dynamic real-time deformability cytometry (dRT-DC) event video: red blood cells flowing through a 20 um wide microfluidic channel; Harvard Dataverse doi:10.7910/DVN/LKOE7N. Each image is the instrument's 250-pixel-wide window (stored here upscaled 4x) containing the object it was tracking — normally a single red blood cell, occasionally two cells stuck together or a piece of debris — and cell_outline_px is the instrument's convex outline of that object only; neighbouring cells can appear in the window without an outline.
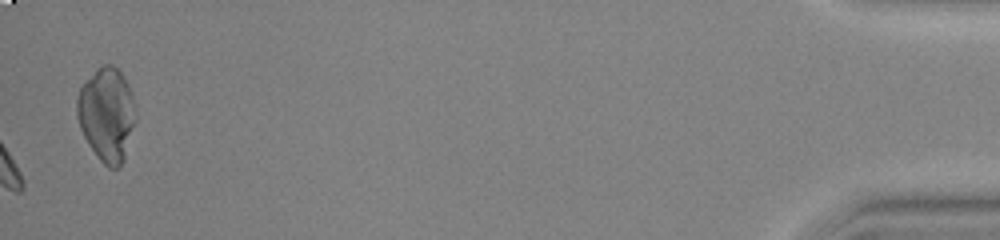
{"species": "common noctule bat (a hibernating species)", "species_latin": "Nyctalus noctula", "temperature_condition": "warm", "stored_images_in_passage": 54, "segment_of_instrument_passage": [2, 2], "camera_frame_rate_fps": 3000, "um_per_image_px": 0.085, "animal": {"sex": "female", "body_mass_g": 23.0, "forearm_length_mm": 53.4}, "frame": {"image": 1, "passage_image": 54, "time_ms": 17.667, "image_size_px": [1000, 240], "cell_outline_px": [[136, 120], [124, 160], [116, 168], [108, 168], [100, 160], [88, 144], [80, 128], [76, 116], [76, 96], [84, 80], [96, 68], [104, 64], [112, 64], [124, 76], [128, 84], [132, 96], [136, 116]], "centroid_in_image_um": [9.05, 9.7], "position_along_channel_um": 426.1, "area_um2": 32.31}}